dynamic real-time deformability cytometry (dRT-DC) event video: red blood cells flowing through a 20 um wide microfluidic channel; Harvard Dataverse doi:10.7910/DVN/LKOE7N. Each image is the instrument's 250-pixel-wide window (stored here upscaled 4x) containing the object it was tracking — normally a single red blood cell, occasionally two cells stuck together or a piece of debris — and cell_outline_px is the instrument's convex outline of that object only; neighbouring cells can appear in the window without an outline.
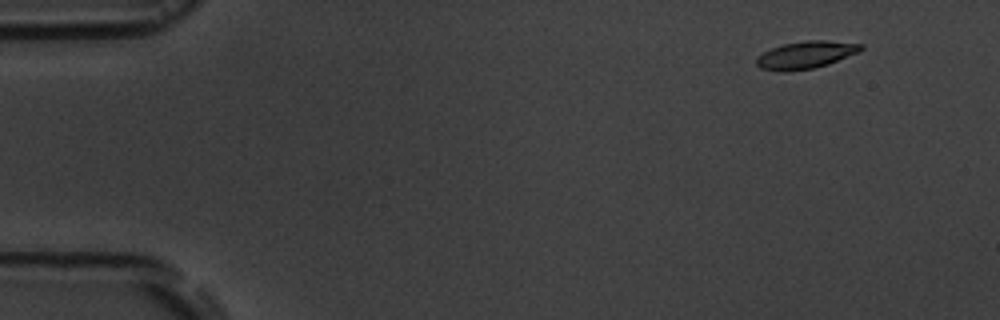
{"species": "common noctule bat (a hibernating species)", "species_latin": "Nyctalus noctula", "temperature_condition": "room temperature", "stored_images_in_passage": 9, "camera_frame_rate_fps": 3000, "um_per_image_px": 0.085, "animal": {"sex": "male", "body_mass_g": 19.5, "forearm_length_mm": 54.6}, "frame": {"image": 1, "passage_image": 2, "time_ms": 1.333, "image_size_px": [1000, 320], "cell_outline_px": [[864, 48], [860, 52], [828, 64], [812, 68], [784, 72], [760, 68], [756, 64], [756, 56], [772, 48], [784, 44], [808, 40], [824, 40], [864, 44]], "centroid_in_image_um": [68.51, 4.66], "position_along_channel_um": 16.5, "area_um2": 16.65}}
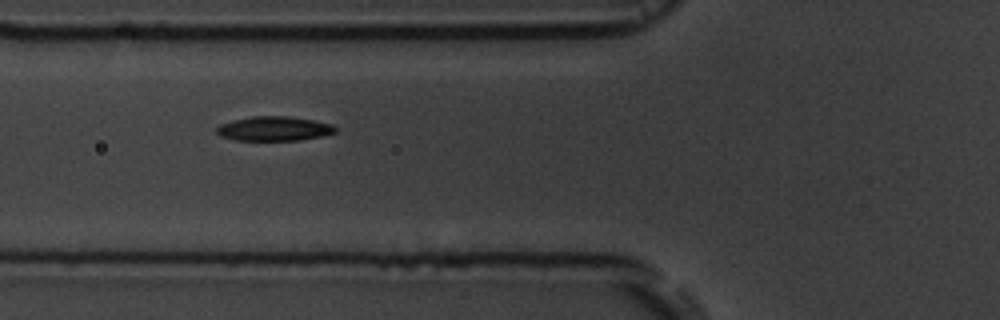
{"frame": {"image": 2, "passage_image": 7, "time_ms": 6.667, "image_size_px": [1000, 320], "cell_outline_px": [[336, 132], [320, 136], [300, 140], [232, 140], [220, 136], [216, 132], [216, 128], [220, 124], [232, 120], [252, 116], [288, 116], [312, 120], [332, 124], [336, 128]], "centroid_in_image_um": [23.25, 10.93], "position_along_channel_um": 102.6, "area_um2": 16.88}}
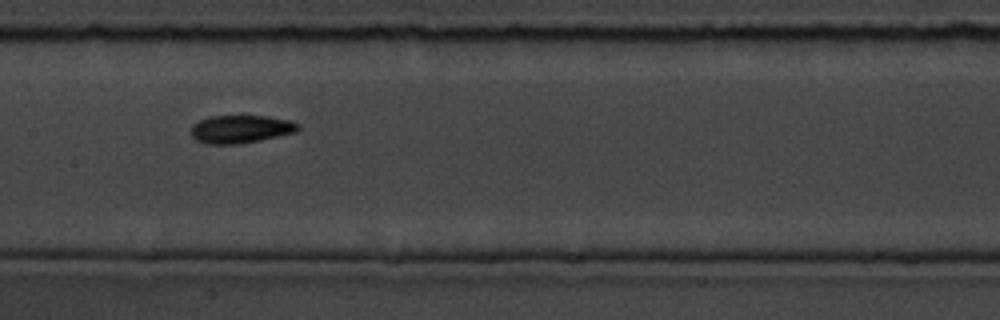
{"frame": {"image": 3, "passage_image": 9, "time_ms": 9.0, "image_size_px": [1000, 320], "cell_outline_px": [[300, 128], [296, 132], [260, 140], [236, 144], [204, 144], [196, 140], [192, 136], [192, 124], [208, 116], [268, 116], [288, 120], [300, 124]], "centroid_in_image_um": [20.45, 10.97], "position_along_channel_um": 187.0, "area_um2": 17.46}}